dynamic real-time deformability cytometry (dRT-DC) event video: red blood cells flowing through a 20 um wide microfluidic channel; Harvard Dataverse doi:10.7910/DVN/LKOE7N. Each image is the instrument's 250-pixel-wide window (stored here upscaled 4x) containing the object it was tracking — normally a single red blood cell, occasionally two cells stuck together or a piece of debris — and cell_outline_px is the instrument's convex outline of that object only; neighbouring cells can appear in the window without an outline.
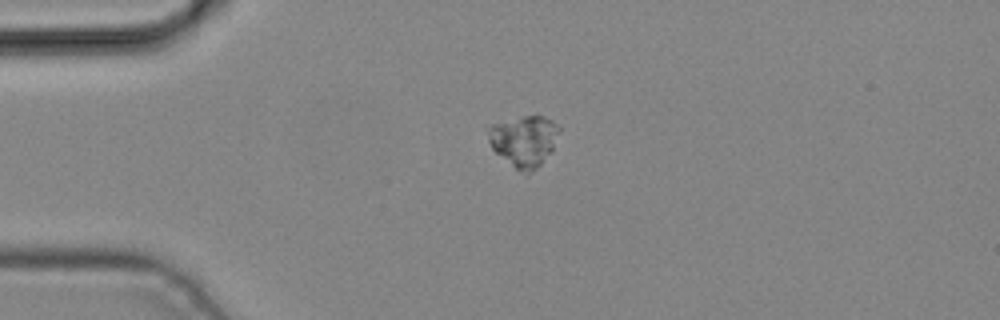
{"species": "common noctule bat (a hibernating species)", "species_latin": "Nyctalus noctula", "temperature_condition": "cold", "stored_images_in_passage": 3, "camera_frame_rate_fps": 3000, "um_per_image_px": 0.085, "animal": {"sex": "male", "body_mass_g": 19.2, "forearm_length_mm": 51.8}, "frame": {"image": 1, "passage_image": 1, "time_ms": 0.0, "image_size_px": [1000, 320], "cell_outline_px": [[560, 132], [552, 152], [536, 168], [528, 172], [516, 168], [496, 152], [492, 148], [488, 140], [484, 128], [488, 124], [524, 116], [544, 116], [552, 120], [560, 128]], "centroid_in_image_um": [44.51, 11.92], "position_along_channel_um": 40.5, "area_um2": 21.15}}